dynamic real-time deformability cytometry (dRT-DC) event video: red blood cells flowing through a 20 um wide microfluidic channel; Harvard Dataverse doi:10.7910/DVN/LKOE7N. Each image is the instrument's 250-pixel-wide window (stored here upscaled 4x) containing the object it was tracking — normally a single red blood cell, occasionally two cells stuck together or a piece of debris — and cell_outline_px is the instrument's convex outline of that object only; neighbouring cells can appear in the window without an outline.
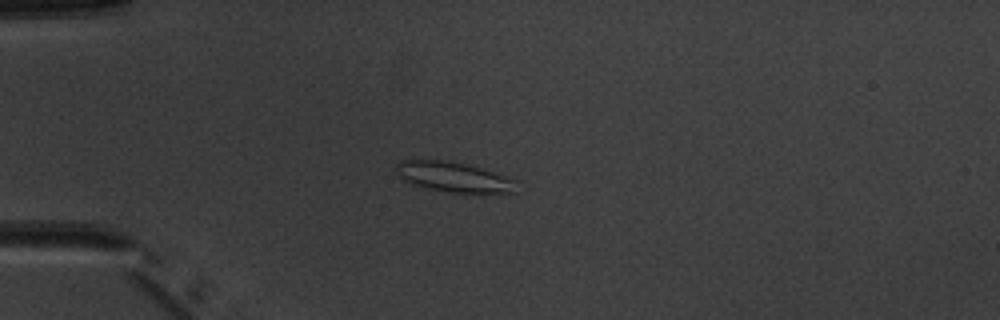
{"species": "common noctule bat (a hibernating species)", "species_latin": "Nyctalus noctula", "temperature_condition": "warm", "stored_images_in_passage": 4, "camera_frame_rate_fps": 3000, "um_per_image_px": 0.085, "animal": {"sex": "male", "body_mass_g": 20.1, "forearm_length_mm": 53.5}, "frame": {"image": 1, "passage_image": 4, "time_ms": 3.667, "image_size_px": [1000, 320], "cell_outline_px": [[516, 192], [448, 192], [428, 188], [412, 184], [404, 180], [392, 168], [400, 160], [448, 160], [468, 164], [516, 180]], "centroid_in_image_um": [38.49, 15.02], "position_along_channel_um": 46.5, "area_um2": 20.87}}